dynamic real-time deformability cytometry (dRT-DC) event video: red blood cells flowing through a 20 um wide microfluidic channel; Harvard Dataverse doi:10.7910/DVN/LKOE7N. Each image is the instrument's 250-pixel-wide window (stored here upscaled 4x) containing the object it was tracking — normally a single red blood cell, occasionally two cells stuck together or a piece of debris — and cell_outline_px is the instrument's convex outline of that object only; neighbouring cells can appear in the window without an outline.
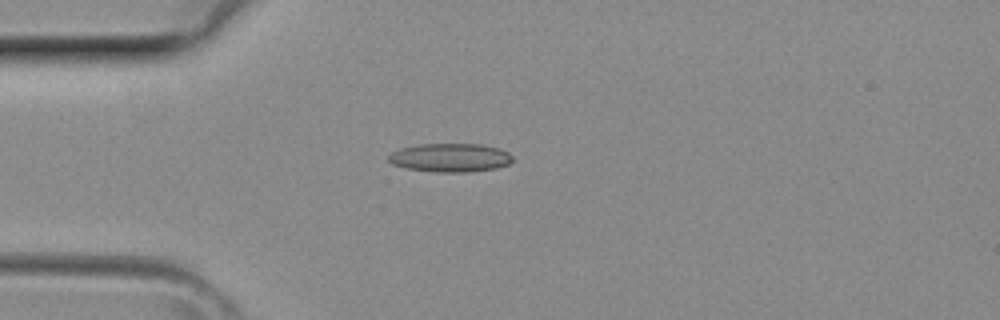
{"species": "common noctule bat (a hibernating species)", "species_latin": "Nyctalus noctula", "temperature_condition": "room temperature", "stored_images_in_passage": 30, "camera_frame_rate_fps": 3000, "um_per_image_px": 0.085, "animal": {"sex": "female", "body_mass_g": 29.2, "forearm_length_mm": 56.3}, "frame": {"image": 1, "passage_image": 1, "time_ms": 0.0, "image_size_px": [1000, 320], "cell_outline_px": [[512, 160], [508, 164], [496, 168], [468, 172], [436, 172], [404, 168], [392, 164], [388, 160], [388, 156], [392, 152], [400, 148], [420, 144], [480, 144], [500, 148], [508, 152], [512, 156]], "centroid_in_image_um": [38.26, 13.4], "position_along_channel_um": 46.7, "area_um2": 20.75}}
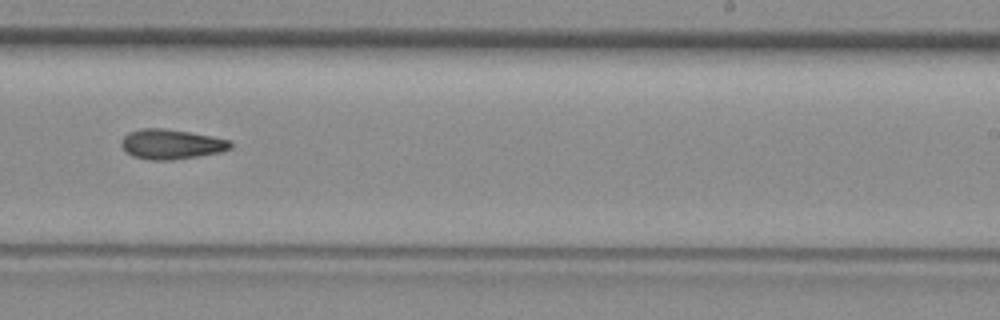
{"frame": {"image": 2, "passage_image": 15, "time_ms": 4.667, "image_size_px": [1000, 320], "cell_outline_px": [[232, 148], [220, 152], [172, 160], [152, 160], [132, 156], [120, 144], [120, 140], [128, 132], [140, 128], [160, 128], [188, 132], [212, 136], [232, 140]], "centroid_in_image_um": [14.56, 12.25], "position_along_channel_um": 274.4, "area_um2": 18.96}}
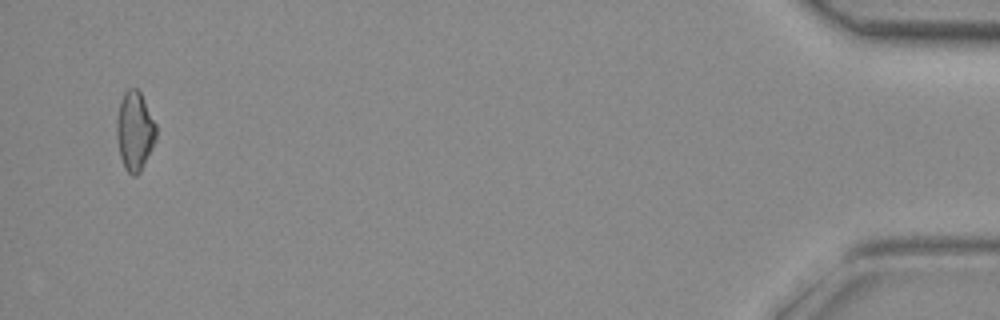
{"frame": {"image": 3, "passage_image": 29, "time_ms": 9.333, "image_size_px": [1000, 320], "cell_outline_px": [[156, 136], [152, 148], [140, 172], [136, 176], [132, 176], [128, 172], [120, 156], [116, 136], [116, 120], [120, 100], [124, 92], [128, 88], [136, 88], [140, 92], [156, 124]], "centroid_in_image_um": [11.44, 11.12], "position_along_channel_um": 423.8, "area_um2": 18.09}}